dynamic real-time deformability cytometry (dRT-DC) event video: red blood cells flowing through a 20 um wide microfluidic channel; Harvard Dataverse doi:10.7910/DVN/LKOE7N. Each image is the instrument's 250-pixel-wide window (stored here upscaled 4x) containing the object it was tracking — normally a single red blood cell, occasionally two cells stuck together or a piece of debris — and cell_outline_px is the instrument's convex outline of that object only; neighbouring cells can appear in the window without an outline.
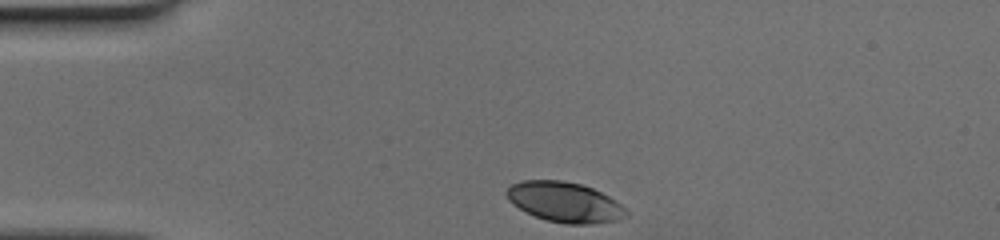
{"species": "human", "species_latin": "Homo sapiens", "temperature_condition": "cold", "stored_images_in_passage": 30, "camera_frame_rate_fps": 3000, "um_per_image_px": 0.085, "donor": {"sex": "female"}, "frame": {"image": 1, "passage_image": 1, "time_ms": 0.0, "image_size_px": [1000, 240], "cell_outline_px": [[628, 216], [620, 220], [592, 224], [564, 224], [548, 220], [536, 216], [512, 204], [508, 200], [504, 192], [512, 184], [520, 180], [560, 180], [580, 184], [592, 188], [616, 200], [628, 212]], "centroid_in_image_um": [48.0, 17.18], "position_along_channel_um": 37.0, "area_um2": 27.98}}
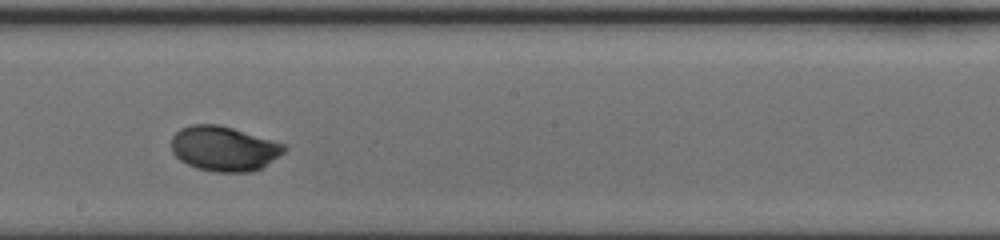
{"frame": {"image": 2, "passage_image": 18, "time_ms": 5.667, "image_size_px": [1000, 240], "cell_outline_px": [[288, 148], [284, 152], [260, 168], [248, 172], [216, 172], [196, 168], [180, 160], [172, 152], [172, 136], [180, 128], [192, 124], [220, 124], [288, 144]], "centroid_in_image_um": [19.05, 12.61], "position_along_channel_um": 229.2, "area_um2": 29.65}}
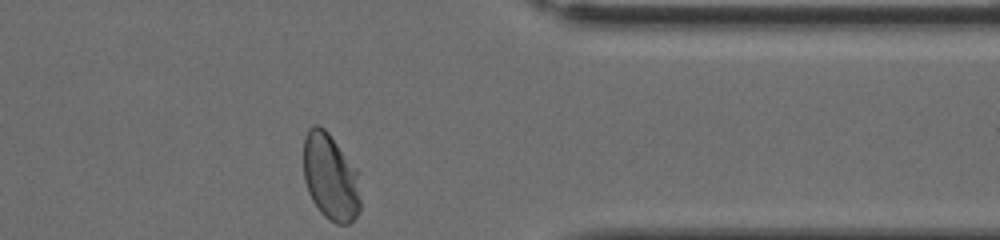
{"frame": {"image": 3, "passage_image": 30, "time_ms": 9.667, "image_size_px": [1000, 240], "cell_outline_px": [[360, 212], [348, 224], [336, 224], [328, 220], [320, 212], [312, 200], [308, 192], [304, 180], [304, 136], [308, 128], [312, 124], [316, 124], [324, 128], [328, 132], [356, 168], [360, 200]], "centroid_in_image_um": [28.07, 15.05], "position_along_channel_um": 383.3, "area_um2": 28.84}}